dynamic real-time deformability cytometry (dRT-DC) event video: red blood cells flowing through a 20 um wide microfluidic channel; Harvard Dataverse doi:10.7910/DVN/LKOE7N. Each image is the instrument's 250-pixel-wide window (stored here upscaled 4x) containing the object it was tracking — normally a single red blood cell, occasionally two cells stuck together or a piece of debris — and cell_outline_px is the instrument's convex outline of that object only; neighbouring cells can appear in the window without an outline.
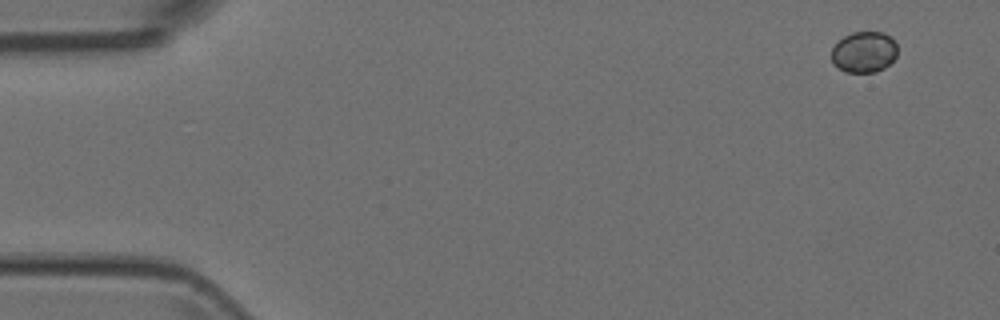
{"species": "Egyptian fruit bat (a non-hibernating species)", "species_latin": "Rousettus aegyptiacus", "temperature_condition": "room temperature", "stored_images_in_passage": 5, "camera_frame_rate_fps": 3000, "um_per_image_px": 0.085, "animal": {"sex": "female"}, "frame": {"image": 1, "passage_image": 1, "time_ms": 0.0, "image_size_px": [1000, 320], "cell_outline_px": [[896, 56], [884, 68], [876, 72], [844, 72], [832, 64], [832, 48], [844, 36], [852, 32], [884, 32], [896, 44]], "centroid_in_image_um": [73.41, 4.43], "position_along_channel_um": 11.6, "area_um2": 15.66}}
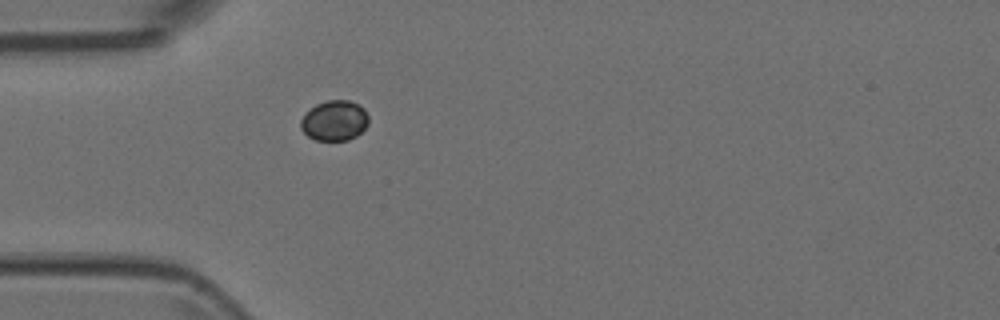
{"frame": {"image": 2, "passage_image": 5, "time_ms": 1.333, "image_size_px": [1000, 320], "cell_outline_px": [[368, 124], [356, 136], [348, 140], [316, 140], [308, 136], [300, 128], [300, 120], [304, 112], [316, 104], [328, 100], [348, 100], [360, 104], [364, 108], [368, 116]], "centroid_in_image_um": [28.41, 10.23], "position_along_channel_um": 56.6, "area_um2": 16.07}}